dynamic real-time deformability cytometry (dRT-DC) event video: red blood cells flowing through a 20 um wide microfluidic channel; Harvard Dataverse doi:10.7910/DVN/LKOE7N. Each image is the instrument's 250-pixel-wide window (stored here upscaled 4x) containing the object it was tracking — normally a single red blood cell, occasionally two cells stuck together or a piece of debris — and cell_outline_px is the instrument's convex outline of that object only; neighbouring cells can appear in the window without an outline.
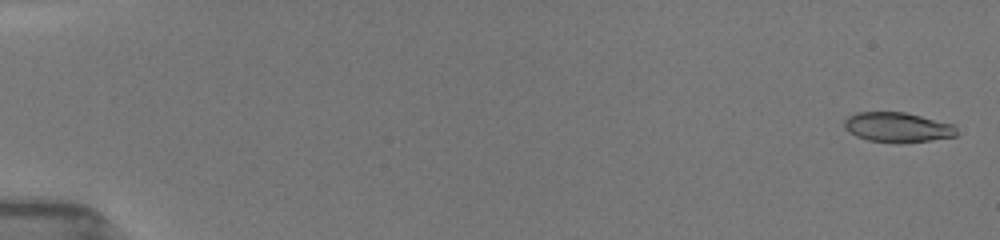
{"species": "common noctule bat (a hibernating species)", "species_latin": "Nyctalus noctula", "temperature_condition": "room temperature", "stored_images_in_passage": 40, "camera_frame_rate_fps": 3000, "um_per_image_px": 0.085, "animal": {"sex": "female", "body_mass_g": 19.5, "forearm_length_mm": 54.1}, "frame": {"image": 1, "passage_image": 2, "time_ms": 0.333, "image_size_px": [1000, 240], "cell_outline_px": [[956, 136], [932, 140], [896, 144], [868, 140], [856, 136], [844, 128], [844, 120], [848, 116], [856, 112], [904, 112], [956, 124]], "centroid_in_image_um": [76.3, 10.82], "position_along_channel_um": 8.7, "area_um2": 19.83}}
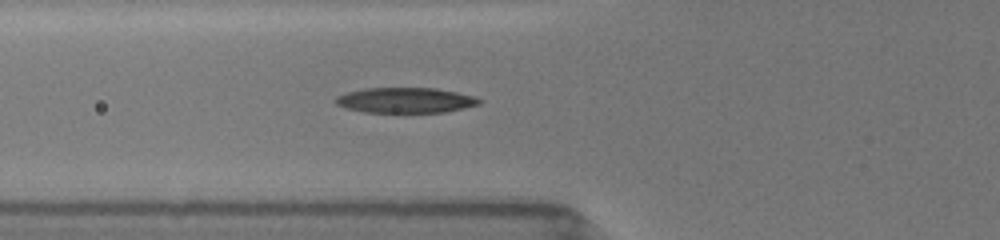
{"frame": {"image": 2, "passage_image": 17, "time_ms": 6.667, "image_size_px": [1000, 240], "cell_outline_px": [[484, 100], [480, 104], [464, 108], [444, 112], [364, 112], [344, 108], [336, 104], [332, 100], [336, 96], [348, 92], [364, 88], [436, 88], [476, 96]], "centroid_in_image_um": [34.46, 8.52], "position_along_channel_um": 91.3, "area_um2": 21.39}}
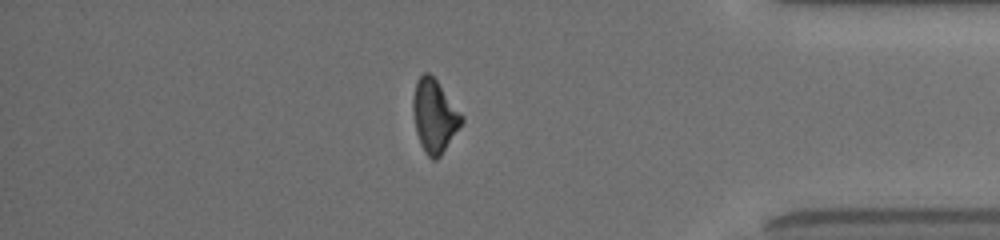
{"frame": {"image": 3, "passage_image": 35, "time_ms": 15.0, "image_size_px": [1000, 240], "cell_outline_px": [[464, 120], [440, 156], [436, 160], [432, 160], [424, 152], [416, 132], [412, 112], [412, 100], [416, 80], [424, 72], [428, 72], [436, 80], [464, 116]], "centroid_in_image_um": [36.9, 9.85], "position_along_channel_um": 398.3, "area_um2": 20.58}, "authors_computed_cell_mechanics": {"area_um2": 20.7502, "velocity_mm_per_s": 3.9675, "shape_relaxation_time_tau1_ms": 2.8484, "shape_relaxation_time_tau2_ms": 10.0783, "deformation_change_tau1": 0.1434, "deformation_change_tau2": 0.2188}}